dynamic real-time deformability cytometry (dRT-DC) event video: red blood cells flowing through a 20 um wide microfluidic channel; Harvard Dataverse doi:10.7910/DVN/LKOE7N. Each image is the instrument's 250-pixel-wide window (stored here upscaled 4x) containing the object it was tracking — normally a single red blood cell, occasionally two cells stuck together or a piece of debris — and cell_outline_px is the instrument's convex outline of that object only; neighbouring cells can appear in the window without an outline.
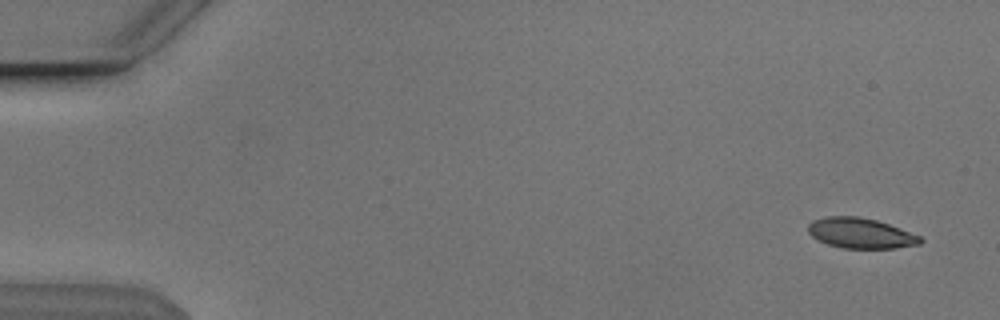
{"species": "Egyptian fruit bat (a non-hibernating species)", "species_latin": "Rousettus aegyptiacus", "temperature_condition": "cold", "stored_images_in_passage": 54, "camera_frame_rate_fps": 3000, "um_per_image_px": 0.085, "animal": {"sex": "male"}, "frame": {"image": 1, "passage_image": 3, "time_ms": 0.667, "image_size_px": [1000, 320], "cell_outline_px": [[924, 240], [920, 244], [896, 248], [844, 248], [828, 244], [812, 236], [808, 232], [808, 224], [812, 220], [824, 216], [860, 216], [876, 220], [900, 228], [920, 236]], "centroid_in_image_um": [73.15, 19.81], "position_along_channel_um": 11.8, "area_um2": 19.83}}
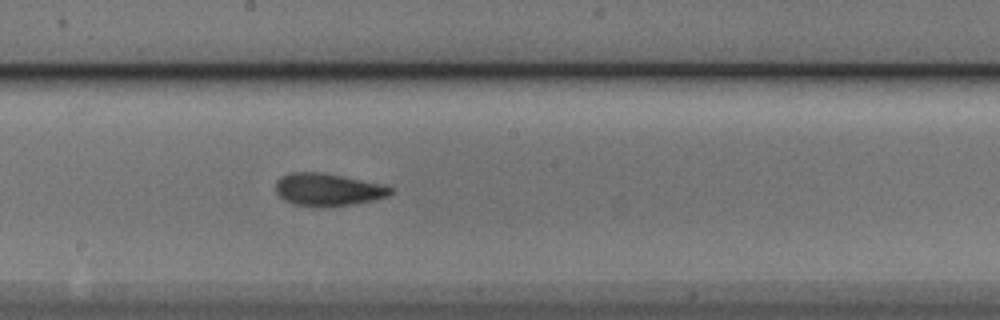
{"frame": {"image": 2, "passage_image": 30, "time_ms": 9.667, "image_size_px": [1000, 320], "cell_outline_px": [[392, 192], [388, 196], [372, 200], [332, 208], [324, 208], [292, 204], [284, 200], [276, 192], [276, 180], [292, 172], [320, 172], [388, 184], [392, 188]], "centroid_in_image_um": [27.9, 16.13], "position_along_channel_um": 220.3, "area_um2": 22.14}}
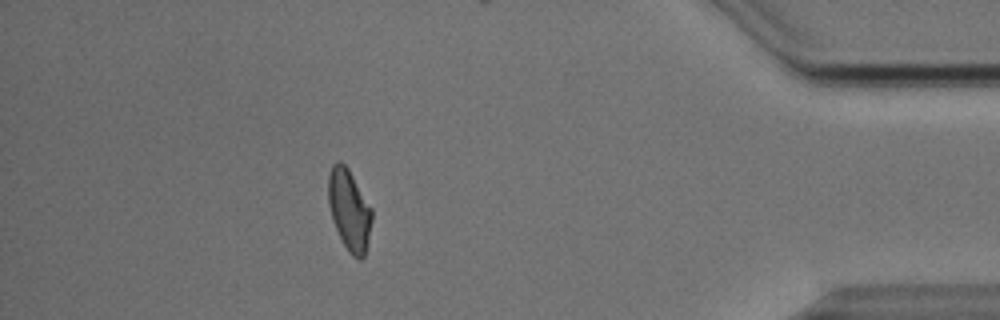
{"frame": {"image": 3, "passage_image": 48, "time_ms": 15.667, "image_size_px": [1000, 320], "cell_outline_px": [[372, 220], [364, 256], [360, 260], [352, 256], [348, 252], [336, 228], [328, 204], [328, 176], [332, 164], [340, 160], [348, 168], [372, 208]], "centroid_in_image_um": [29.68, 17.82], "position_along_channel_um": 405.5, "area_um2": 20.4}, "authors_computed_cell_mechanics": {"area_um2": 20.808, "velocity_mm_per_s": 3.8337, "shape_relaxation_time_tau1_ms": 4.7764, "shape_relaxation_time_tau2_ms": 2.4374, "deformation_change_tau1": 0.133, "deformation_change_tau2": 0.0806}}